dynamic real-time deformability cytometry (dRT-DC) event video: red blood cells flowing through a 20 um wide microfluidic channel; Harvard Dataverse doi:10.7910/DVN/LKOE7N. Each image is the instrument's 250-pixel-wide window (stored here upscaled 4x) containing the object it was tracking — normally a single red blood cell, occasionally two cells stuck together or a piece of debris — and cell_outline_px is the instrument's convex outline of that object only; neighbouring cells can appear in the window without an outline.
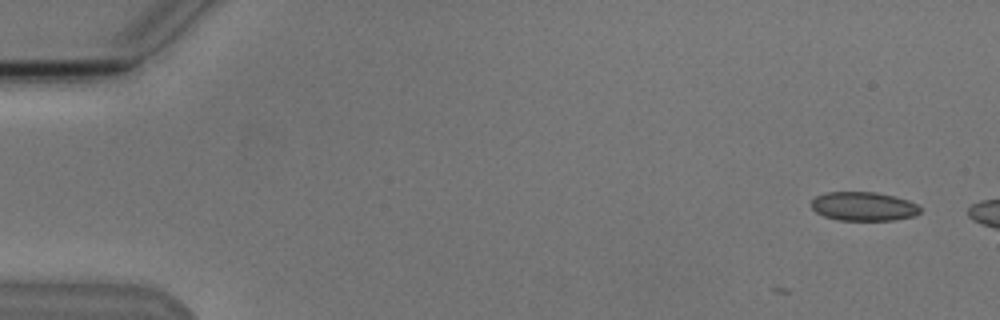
{"species": "Egyptian fruit bat (a non-hibernating species)", "species_latin": "Rousettus aegyptiacus", "temperature_condition": "cold", "stored_images_in_passage": 5, "camera_frame_rate_fps": 3000, "um_per_image_px": 0.085, "animal": {"sex": "male"}, "frame": {"image": 1, "passage_image": 1, "time_ms": 0.0, "image_size_px": [1000, 320], "cell_outline_px": [[920, 212], [912, 216], [892, 220], [840, 220], [824, 216], [816, 212], [812, 208], [812, 200], [816, 196], [828, 192], [876, 192], [908, 200], [916, 204], [920, 208]], "centroid_in_image_um": [73.38, 17.54], "position_along_channel_um": 11.6, "area_um2": 18.09}}